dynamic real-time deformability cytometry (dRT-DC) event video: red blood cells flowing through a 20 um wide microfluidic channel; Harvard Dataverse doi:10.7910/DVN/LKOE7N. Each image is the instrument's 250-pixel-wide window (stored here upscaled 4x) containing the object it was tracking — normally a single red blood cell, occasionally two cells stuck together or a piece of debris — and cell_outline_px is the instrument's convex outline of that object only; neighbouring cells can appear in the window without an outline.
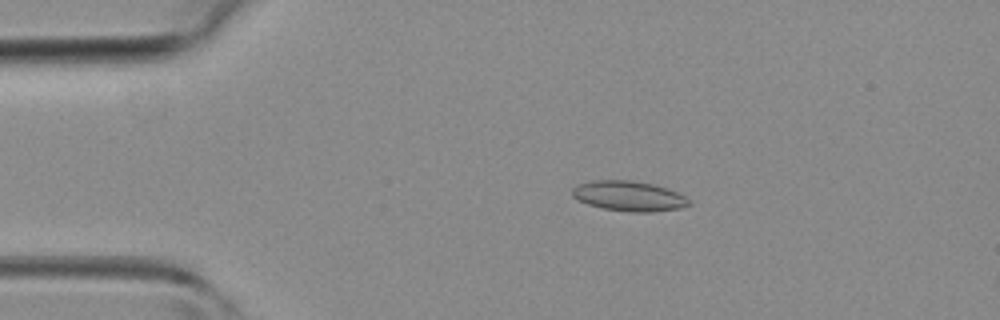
{"species": "common noctule bat (a hibernating species)", "species_latin": "Nyctalus noctula", "temperature_condition": "room temperature", "stored_images_in_passage": 39, "camera_frame_rate_fps": 3000, "um_per_image_px": 0.085, "animal": {"sex": "female", "body_mass_g": 19.3, "forearm_length_mm": 54.1}, "frame": {"image": 1, "passage_image": 4, "time_ms": 1.0, "image_size_px": [1000, 320], "cell_outline_px": [[692, 204], [680, 208], [652, 212], [628, 212], [604, 208], [588, 204], [572, 196], [572, 188], [576, 184], [592, 180], [632, 180], [652, 184], [676, 192], [692, 200]], "centroid_in_image_um": [53.45, 16.66], "position_along_channel_um": 31.5, "area_um2": 20.46}}
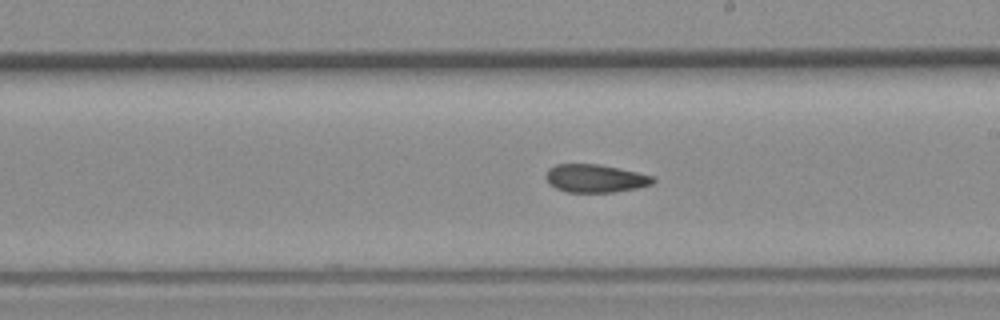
{"frame": {"image": 2, "passage_image": 20, "time_ms": 6.333, "image_size_px": [1000, 320], "cell_outline_px": [[656, 180], [652, 184], [636, 188], [612, 192], [568, 192], [556, 188], [548, 184], [544, 176], [548, 168], [556, 164], [600, 164], [636, 172], [652, 176]], "centroid_in_image_um": [50.54, 15.16], "position_along_channel_um": 238.5, "area_um2": 17.51}}
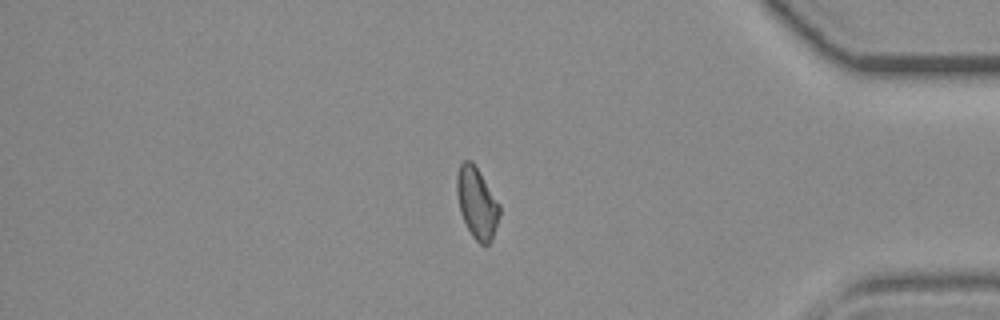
{"frame": {"image": 3, "passage_image": 32, "time_ms": 10.333, "image_size_px": [1000, 320], "cell_outline_px": [[500, 216], [492, 240], [488, 244], [480, 244], [472, 236], [460, 212], [456, 192], [456, 176], [460, 164], [464, 160], [472, 160], [500, 204]], "centroid_in_image_um": [40.54, 17.24], "position_along_channel_um": 394.7, "area_um2": 17.74}}